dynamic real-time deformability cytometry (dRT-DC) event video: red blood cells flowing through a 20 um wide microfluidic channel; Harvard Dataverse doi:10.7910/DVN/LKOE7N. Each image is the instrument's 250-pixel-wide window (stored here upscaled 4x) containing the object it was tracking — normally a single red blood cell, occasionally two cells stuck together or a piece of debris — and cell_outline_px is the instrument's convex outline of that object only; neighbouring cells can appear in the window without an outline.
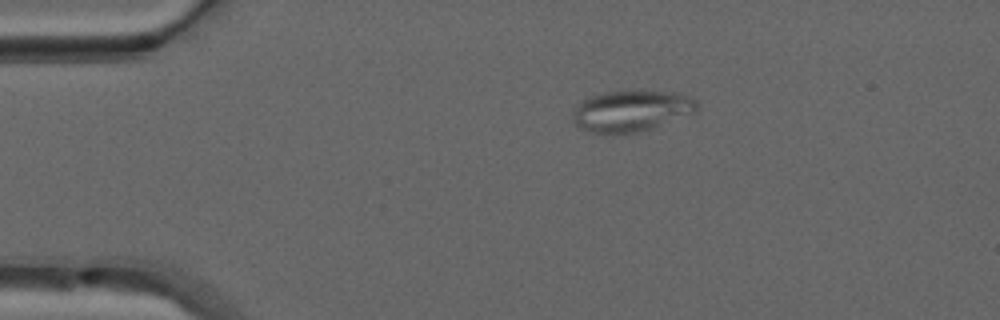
{"species": "common noctule bat (a hibernating species)", "species_latin": "Nyctalus noctula", "temperature_condition": "warm", "stored_images_in_passage": 42, "camera_frame_rate_fps": 3000, "um_per_image_px": 0.085, "animal": {"sex": "male", "forearm_length_mm": 52.5}, "frame": {"image": 1, "passage_image": 1, "time_ms": 0.0, "image_size_px": [1000, 320], "cell_outline_px": [[700, 104], [696, 112], [652, 128], [640, 132], [592, 132], [580, 128], [572, 120], [572, 116], [576, 104], [580, 100], [588, 96], [604, 92], [636, 88], [672, 92], [688, 96], [696, 100]], "centroid_in_image_um": [53.66, 9.36], "position_along_channel_um": 31.3, "area_um2": 30.4}}
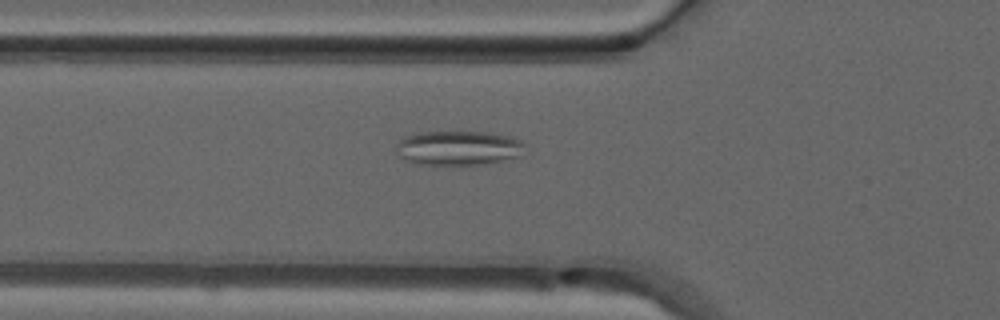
{"frame": {"image": 2, "passage_image": 9, "time_ms": 2.667, "image_size_px": [1000, 320], "cell_outline_px": [[524, 156], [480, 164], [420, 164], [408, 160], [400, 156], [396, 152], [396, 144], [404, 136], [416, 132], [484, 132], [512, 136], [520, 140], [524, 144]], "centroid_in_image_um": [38.99, 12.56], "position_along_channel_um": 86.8, "area_um2": 25.84}, "authors_computed_cell_mechanics": {"area_um2": 17.7446, "velocity_mm_per_s": 4.0357, "shape_relaxation_time_tau1_ms": null, "shape_relaxation_time_tau2_ms": 2.5064, "deformation_change_tau1": null, "deformation_change_tau2": 0.0886}}